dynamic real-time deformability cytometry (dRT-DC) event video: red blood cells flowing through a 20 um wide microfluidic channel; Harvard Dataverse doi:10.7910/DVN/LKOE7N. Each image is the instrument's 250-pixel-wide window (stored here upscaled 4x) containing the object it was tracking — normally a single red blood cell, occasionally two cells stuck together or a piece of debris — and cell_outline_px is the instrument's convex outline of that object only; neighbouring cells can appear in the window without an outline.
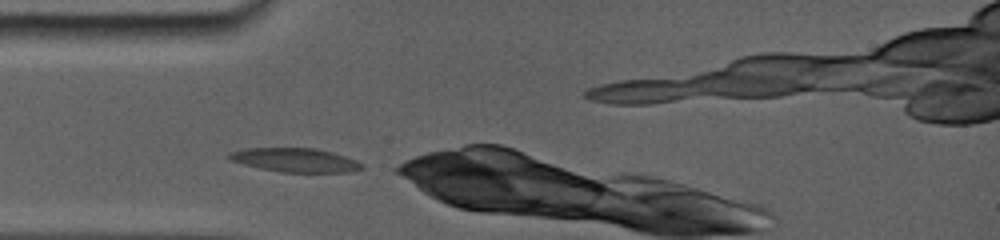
{"species": "common noctule bat (a hibernating species)", "species_latin": "Nyctalus noctula", "temperature_condition": "room temperature", "stored_images_in_passage": 43, "camera_frame_rate_fps": 5000, "um_per_image_px": 0.085, "animal": {"sex": "female", "body_mass_g": 19.0, "forearm_length_mm": 56.7}, "frame": {"image": 1, "passage_image": 1, "time_ms": 0.0, "image_size_px": [1000, 240], "cell_outline_px": [[364, 168], [352, 172], [280, 172], [260, 168], [244, 164], [232, 160], [228, 156], [232, 152], [248, 148], [312, 148], [344, 156], [356, 160], [364, 164]], "centroid_in_image_um": [25.15, 13.62], "position_along_channel_um": 59.9, "area_um2": 18.15}}
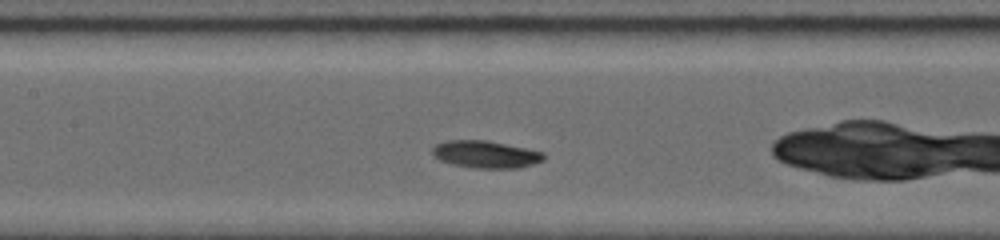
{"frame": {"image": 2, "passage_image": 13, "time_ms": 2.8, "image_size_px": [1000, 240], "cell_outline_px": [[544, 160], [520, 168], [472, 168], [452, 164], [440, 160], [432, 152], [432, 148], [436, 144], [452, 140], [484, 140], [544, 152]], "centroid_in_image_um": [41.29, 13.13], "position_along_channel_um": 166.1, "area_um2": 17.46}}
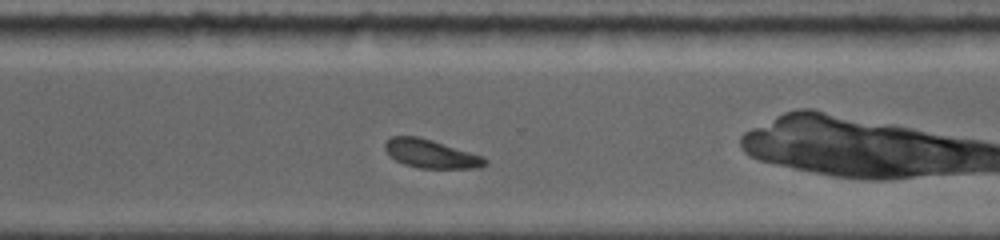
{"frame": {"image": 3, "passage_image": 32, "time_ms": 7.2, "image_size_px": [1000, 240], "cell_outline_px": [[488, 164], [480, 168], [420, 168], [404, 164], [396, 160], [384, 148], [384, 144], [392, 136], [420, 136], [484, 156], [488, 160]], "centroid_in_image_um": [36.68, 13.07], "position_along_channel_um": 333.9, "area_um2": 16.65}, "authors_computed_cell_mechanics": {"area_um2": 17.2822, "velocity_mm_per_s": 3.8251, "shape_relaxation_time_tau1_ms": 2.3806, "shape_relaxation_time_tau2_ms": null, "deformation_change_tau1": 0.1157, "deformation_change_tau2": null}}